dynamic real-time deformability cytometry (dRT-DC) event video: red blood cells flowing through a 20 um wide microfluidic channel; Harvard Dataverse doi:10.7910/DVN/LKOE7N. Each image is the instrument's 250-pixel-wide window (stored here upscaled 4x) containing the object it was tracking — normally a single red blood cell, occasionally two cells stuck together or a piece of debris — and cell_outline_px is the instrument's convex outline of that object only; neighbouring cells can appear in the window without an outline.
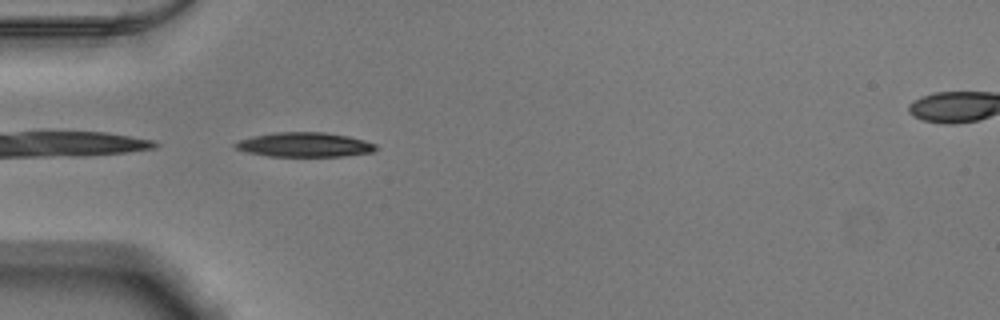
{"species": "Egyptian fruit bat (a non-hibernating species)", "species_latin": "Rousettus aegyptiacus", "temperature_condition": "warm", "stored_images_in_passage": 37, "camera_frame_rate_fps": 3000, "um_per_image_px": 0.085, "animal": {"sex": "male"}, "frame": {"image": 1, "passage_image": 1, "time_ms": 0.0, "image_size_px": [1000, 320], "cell_outline_px": [[376, 152], [344, 156], [268, 156], [248, 152], [236, 148], [232, 144], [240, 140], [252, 136], [276, 132], [324, 132], [348, 136], [364, 140], [376, 144]], "centroid_in_image_um": [25.91, 12.3], "position_along_channel_um": 59.1, "area_um2": 20.06}}
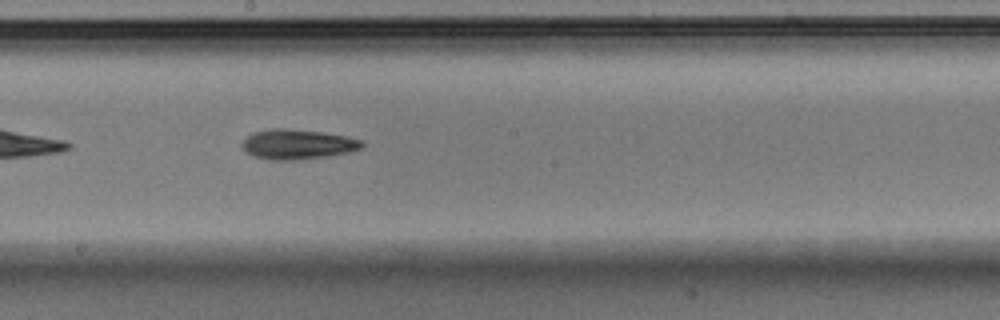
{"frame": {"image": 2, "passage_image": 14, "time_ms": 4.333, "image_size_px": [1000, 320], "cell_outline_px": [[364, 144], [360, 148], [352, 152], [328, 156], [292, 160], [268, 160], [252, 156], [244, 152], [240, 144], [252, 132], [272, 128], [284, 128], [320, 132], [348, 136], [364, 140]], "centroid_in_image_um": [25.27, 12.27], "position_along_channel_um": 222.9, "area_um2": 21.15}}
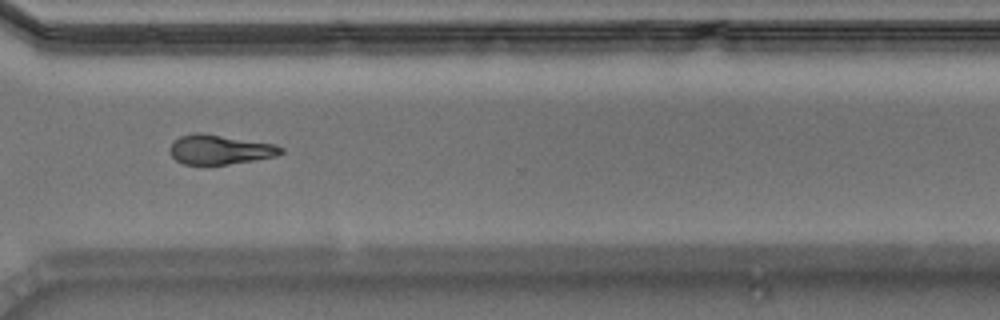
{"frame": {"image": 3, "passage_image": 24, "time_ms": 7.667, "image_size_px": [1000, 320], "cell_outline_px": [[284, 152], [276, 156], [228, 164], [184, 164], [176, 160], [168, 152], [168, 148], [180, 136], [196, 132], [200, 132], [276, 144], [284, 148]], "centroid_in_image_um": [18.69, 12.7], "position_along_channel_um": 351.9, "area_um2": 19.07}, "authors_computed_cell_mechanics": {"area_um2": 19.4786, "velocity_mm_per_s": 3.877, "shape_relaxation_time_tau1_ms": 4.348, "shape_relaxation_time_tau2_ms": null, "deformation_change_tau1": 0.1527, "deformation_change_tau2": null}}